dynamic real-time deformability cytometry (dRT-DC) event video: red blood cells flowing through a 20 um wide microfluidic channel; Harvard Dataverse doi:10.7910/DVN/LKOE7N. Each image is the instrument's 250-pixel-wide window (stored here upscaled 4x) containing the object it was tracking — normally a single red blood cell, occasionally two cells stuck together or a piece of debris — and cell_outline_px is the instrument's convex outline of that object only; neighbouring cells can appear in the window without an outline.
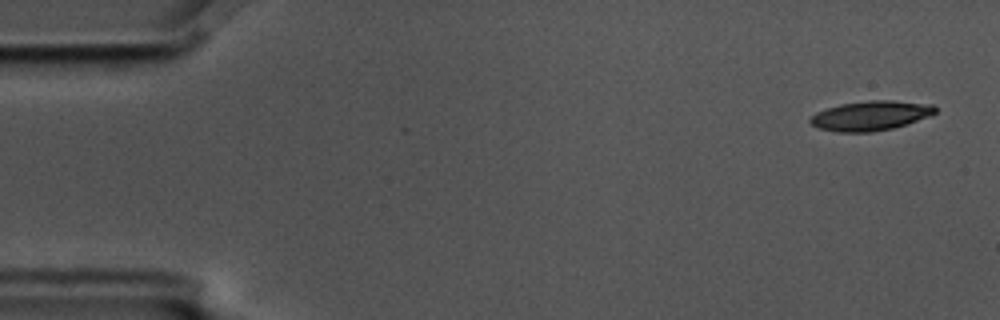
{"species": "common noctule bat (a hibernating species)", "species_latin": "Nyctalus noctula", "temperature_condition": "cold", "stored_images_in_passage": 4, "camera_frame_rate_fps": 3000, "um_per_image_px": 0.085, "animal": {"sex": "male", "body_mass_g": 17.5, "forearm_length_mm": 52.3}, "frame": {"image": 1, "passage_image": 1, "time_ms": 0.0, "image_size_px": [1000, 320], "cell_outline_px": [[936, 112], [932, 116], [892, 128], [872, 132], [836, 132], [820, 128], [812, 124], [808, 120], [816, 112], [840, 104], [868, 100], [892, 100], [932, 104], [936, 108]], "centroid_in_image_um": [74.03, 9.83], "position_along_channel_um": 11.0, "area_um2": 21.56}}